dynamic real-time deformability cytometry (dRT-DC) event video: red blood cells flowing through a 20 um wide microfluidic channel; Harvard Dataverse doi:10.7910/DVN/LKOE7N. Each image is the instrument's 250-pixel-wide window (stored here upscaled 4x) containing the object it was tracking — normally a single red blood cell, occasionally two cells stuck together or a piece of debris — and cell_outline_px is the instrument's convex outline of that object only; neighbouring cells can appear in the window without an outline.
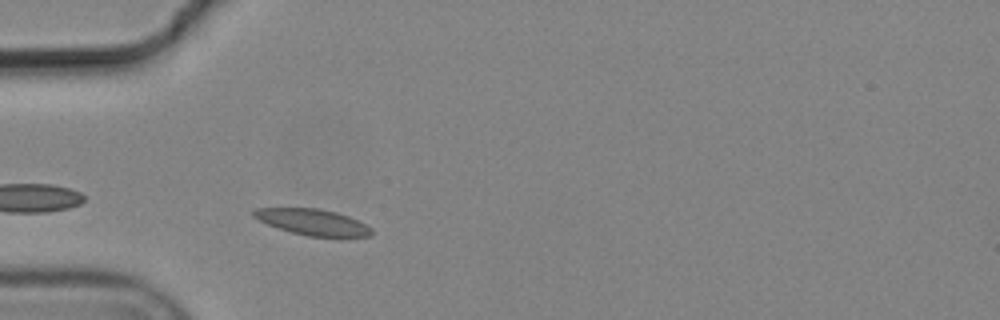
{"species": "common noctule bat (a hibernating species)", "species_latin": "Nyctalus noctula", "temperature_condition": "cold", "stored_images_in_passage": 3, "camera_frame_rate_fps": 3000, "um_per_image_px": 0.085, "animal": {"sex": "male", "body_mass_g": 19.2, "forearm_length_mm": 51.8}, "frame": {"image": 1, "passage_image": 3, "time_ms": 0.667, "image_size_px": [1000, 320], "cell_outline_px": [[372, 236], [308, 236], [276, 228], [252, 216], [252, 212], [256, 208], [320, 208], [336, 212], [348, 216], [372, 228]], "centroid_in_image_um": [26.55, 18.86], "position_along_channel_um": 58.4, "area_um2": 17.69}}